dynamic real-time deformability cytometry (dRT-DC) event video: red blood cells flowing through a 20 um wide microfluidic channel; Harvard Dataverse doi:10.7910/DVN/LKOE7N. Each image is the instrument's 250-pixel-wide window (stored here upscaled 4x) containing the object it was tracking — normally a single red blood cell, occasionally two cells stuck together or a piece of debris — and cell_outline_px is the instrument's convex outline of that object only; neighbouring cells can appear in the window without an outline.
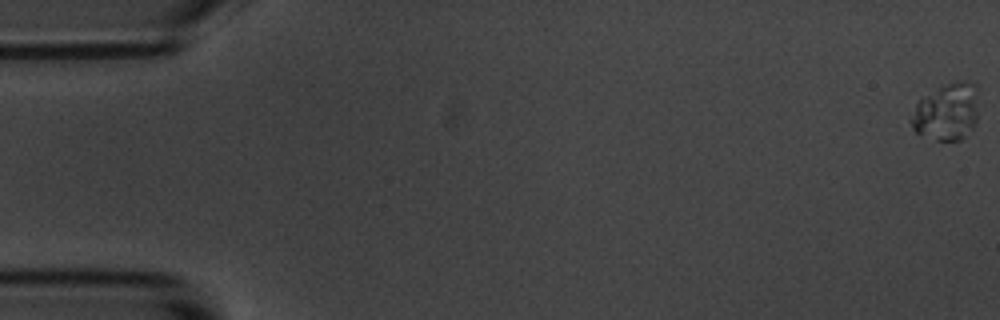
{"species": "common noctule bat (a hibernating species)", "species_latin": "Nyctalus noctula", "temperature_condition": "room temperature", "stored_images_in_passage": 25, "camera_frame_rate_fps": 3000, "um_per_image_px": 0.085, "animal": {"sex": "male", "body_mass_g": 20.1, "forearm_length_mm": 53.5}, "frame": {"image": 1, "passage_image": 1, "time_ms": 0.0, "image_size_px": [1000, 320], "cell_outline_px": [[976, 124], [960, 140], [936, 140], [920, 136], [912, 128], [908, 120], [916, 104], [924, 96], [948, 84], [960, 80], [976, 80]], "centroid_in_image_um": [80.45, 9.52], "position_along_channel_um": 4.6, "area_um2": 22.48}}
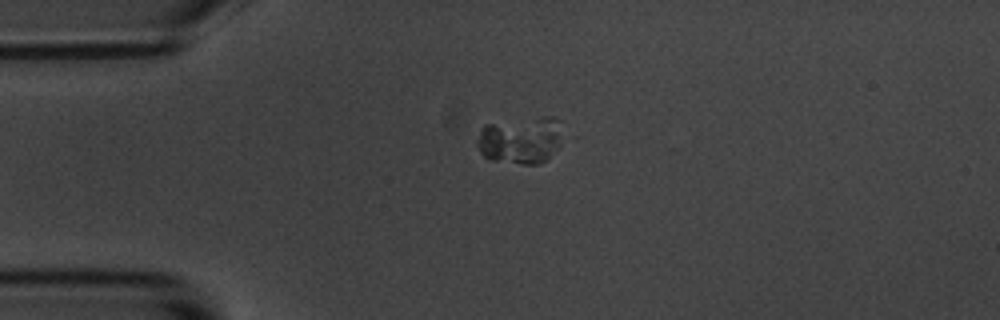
{"frame": {"image": 2, "passage_image": 15, "time_ms": 4.667, "image_size_px": [1000, 320], "cell_outline_px": [[564, 136], [548, 160], [540, 164], [524, 164], [488, 160], [480, 152], [476, 144], [476, 140], [480, 128], [484, 124], [544, 116], [552, 116], [564, 120]], "centroid_in_image_um": [44.3, 11.89], "position_along_channel_um": 40.7, "area_um2": 24.39}}